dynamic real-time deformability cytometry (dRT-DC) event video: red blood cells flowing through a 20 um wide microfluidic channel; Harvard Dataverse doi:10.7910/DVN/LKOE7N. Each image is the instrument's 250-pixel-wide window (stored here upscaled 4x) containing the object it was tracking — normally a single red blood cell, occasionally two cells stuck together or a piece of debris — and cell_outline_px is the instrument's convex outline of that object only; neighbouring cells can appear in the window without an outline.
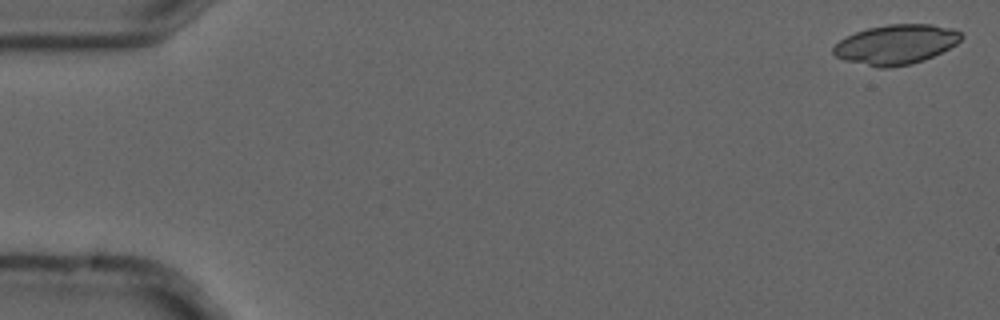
{"species": "common noctule bat (a hibernating species)", "species_latin": "Nyctalus noctula", "temperature_condition": "cold", "stored_images_in_passage": 5, "camera_frame_rate_fps": 3000, "um_per_image_px": 0.085, "animal": {"sex": "male", "forearm_length_mm": 52.5}, "frame": {"image": 1, "passage_image": 1, "time_ms": 0.0, "image_size_px": [1000, 320], "cell_outline_px": [[964, 36], [956, 44], [924, 60], [912, 64], [888, 68], [876, 68], [844, 60], [836, 56], [832, 52], [832, 48], [840, 40], [856, 32], [868, 28], [888, 24], [932, 24], [952, 28], [960, 32]], "centroid_in_image_um": [76.15, 3.78], "position_along_channel_um": 8.9, "area_um2": 29.59}}